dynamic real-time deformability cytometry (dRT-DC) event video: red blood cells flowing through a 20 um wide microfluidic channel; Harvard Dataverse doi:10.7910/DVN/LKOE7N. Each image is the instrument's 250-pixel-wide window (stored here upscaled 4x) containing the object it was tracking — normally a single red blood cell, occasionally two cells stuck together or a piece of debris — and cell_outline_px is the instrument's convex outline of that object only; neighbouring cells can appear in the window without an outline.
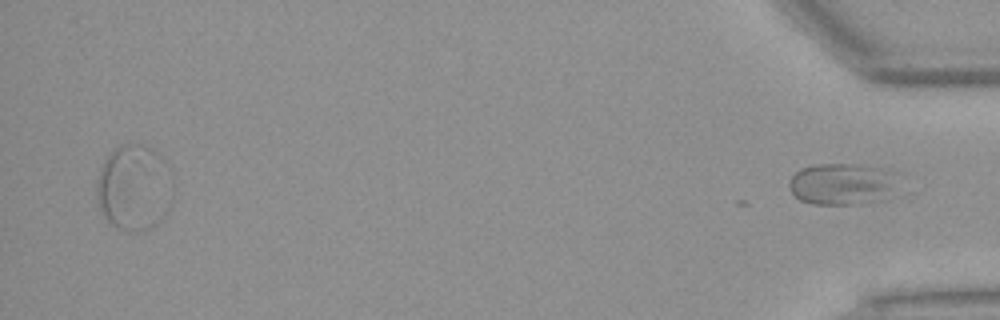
{"species": "Egyptian fruit bat (a non-hibernating species)", "species_latin": "Rousettus aegyptiacus", "temperature_condition": "warm", "stored_images_in_passage": 38, "segment_of_instrument_passage": [3, 3], "camera_frame_rate_fps": 3000, "um_per_image_px": 0.085, "animal": {"sex": "female"}, "frame": {"image": 1, "passage_image": 38, "time_ms": 12.333, "image_size_px": [1000, 320], "cell_outline_px": [[900, 196], [884, 200], [860, 204], [812, 204], [800, 200], [788, 188], [788, 180], [800, 168], [812, 164], [860, 164], [884, 168], [896, 172]], "centroid_in_image_um": [71.71, 15.65], "position_along_channel_um": 363.5, "area_um2": 27.8}}